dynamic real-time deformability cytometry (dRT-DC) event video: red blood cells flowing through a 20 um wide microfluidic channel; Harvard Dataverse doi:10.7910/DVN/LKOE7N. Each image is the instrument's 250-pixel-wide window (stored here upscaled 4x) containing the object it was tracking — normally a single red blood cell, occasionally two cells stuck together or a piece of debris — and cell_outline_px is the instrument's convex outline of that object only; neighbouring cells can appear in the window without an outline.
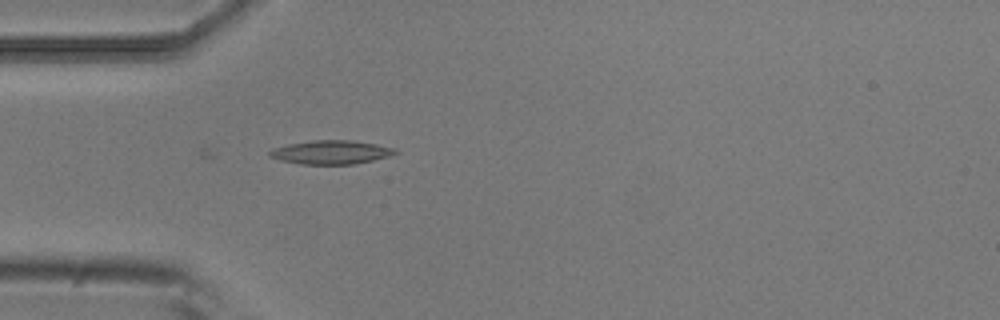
{"species": "common noctule bat (a hibernating species)", "species_latin": "Nyctalus noctula", "temperature_condition": "room temperature", "stored_images_in_passage": 4, "camera_frame_rate_fps": 3000, "um_per_image_px": 0.085, "animal": {"sex": "male", "body_mass_g": 20.5, "forearm_length_mm": 52.5}, "frame": {"image": 1, "passage_image": 4, "time_ms": 1.0, "image_size_px": [1000, 320], "cell_outline_px": [[400, 152], [388, 156], [372, 160], [352, 164], [300, 164], [280, 160], [268, 156], [268, 152], [272, 148], [288, 144], [312, 140], [352, 140], [376, 144], [396, 148]], "centroid_in_image_um": [28.12, 12.93], "position_along_channel_um": 56.9, "area_um2": 17.4}}